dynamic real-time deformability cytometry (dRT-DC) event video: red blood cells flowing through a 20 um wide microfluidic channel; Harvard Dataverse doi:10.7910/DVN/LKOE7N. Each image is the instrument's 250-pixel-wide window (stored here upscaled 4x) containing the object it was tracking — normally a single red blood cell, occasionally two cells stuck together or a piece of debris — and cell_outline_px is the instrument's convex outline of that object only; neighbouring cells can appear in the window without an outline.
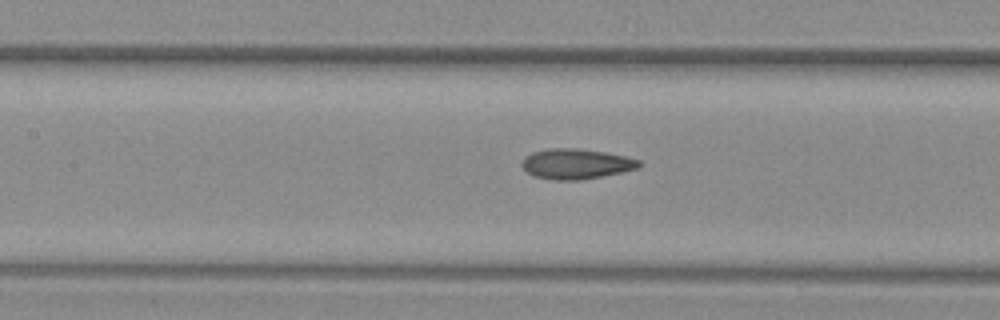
{"species": "common noctule bat (a hibernating species)", "species_latin": "Nyctalus noctula", "temperature_condition": "warm", "stored_images_in_passage": 8, "camera_frame_rate_fps": 3000, "um_per_image_px": 0.085, "animal": {"sex": "female", "body_mass_g": 29.2, "forearm_length_mm": 56.3}, "frame": {"image": 1, "passage_image": 7, "time_ms": 2.0, "image_size_px": [1000, 320], "cell_outline_px": [[640, 168], [580, 180], [552, 180], [532, 176], [520, 164], [524, 156], [532, 152], [552, 148], [576, 148], [604, 152], [624, 156], [640, 160]], "centroid_in_image_um": [48.92, 13.93], "position_along_channel_um": 158.5, "area_um2": 20.58}}
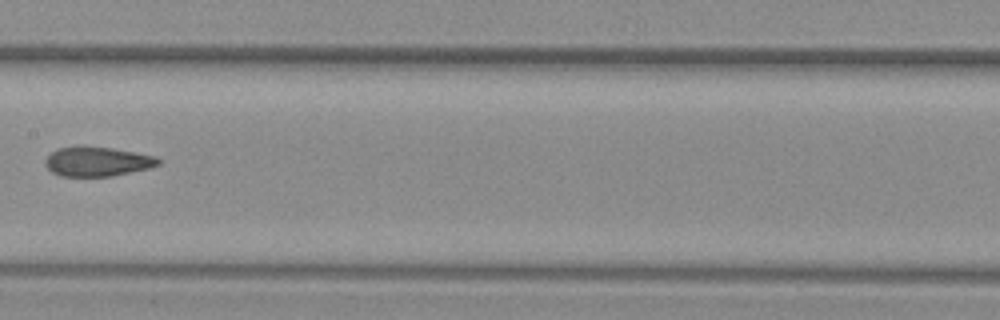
{"frame": {"image": 2, "passage_image": 8, "time_ms": 2.333, "image_size_px": [1000, 320], "cell_outline_px": [[160, 164], [148, 168], [112, 176], [60, 176], [52, 172], [44, 164], [44, 160], [52, 152], [60, 148], [112, 148], [156, 156], [160, 160]], "centroid_in_image_um": [8.28, 13.76], "position_along_channel_um": 199.1, "area_um2": 18.84}}